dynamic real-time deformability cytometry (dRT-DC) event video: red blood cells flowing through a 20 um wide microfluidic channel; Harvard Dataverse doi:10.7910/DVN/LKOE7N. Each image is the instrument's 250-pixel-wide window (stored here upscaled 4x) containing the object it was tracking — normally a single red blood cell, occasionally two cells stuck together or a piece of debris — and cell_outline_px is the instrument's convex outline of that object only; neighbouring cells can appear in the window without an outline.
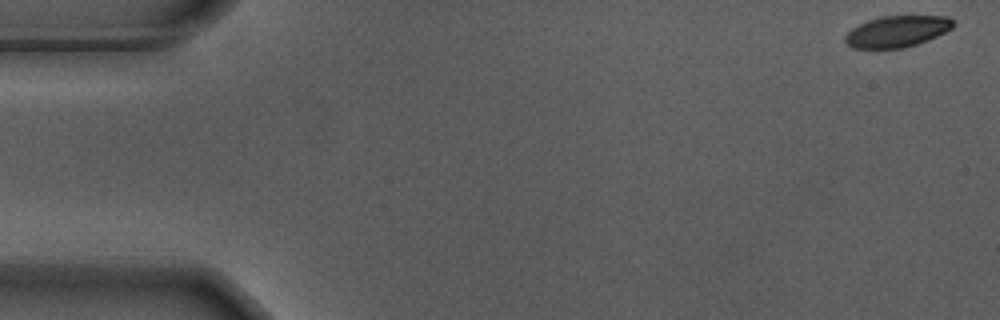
{"species": "Egyptian fruit bat (a non-hibernating species)", "species_latin": "Rousettus aegyptiacus", "temperature_condition": "warm", "stored_images_in_passage": 56, "camera_frame_rate_fps": 3000, "um_per_image_px": 0.085, "animal": {"sex": "male"}, "frame": {"image": 1, "passage_image": 1, "time_ms": 0.0, "image_size_px": [1000, 320], "cell_outline_px": [[956, 24], [952, 28], [928, 40], [904, 48], [852, 48], [844, 40], [844, 36], [852, 28], [868, 20], [880, 16], [948, 16], [956, 20]], "centroid_in_image_um": [76.28, 2.66], "position_along_channel_um": 8.7, "area_um2": 19.77}}
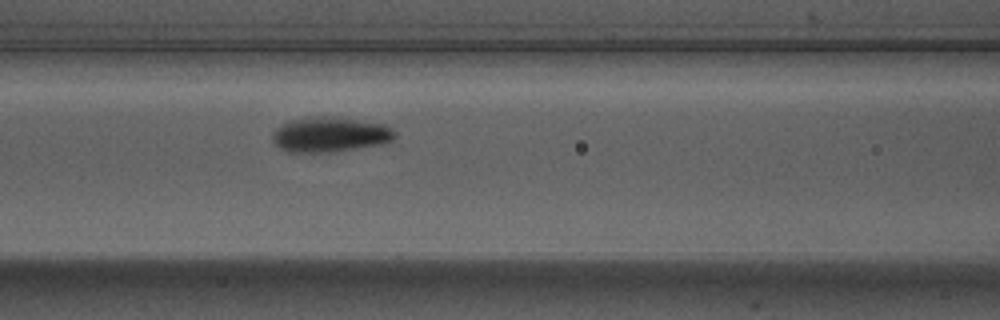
{"frame": {"image": 2, "passage_image": 23, "time_ms": 7.333, "image_size_px": [1000, 320], "cell_outline_px": [[396, 136], [392, 140], [384, 144], [332, 152], [288, 152], [280, 148], [272, 140], [272, 132], [280, 124], [288, 120], [304, 116], [336, 116], [388, 124], [396, 132]], "centroid_in_image_um": [28.06, 11.41], "position_along_channel_um": 138.5, "area_um2": 25.72}}
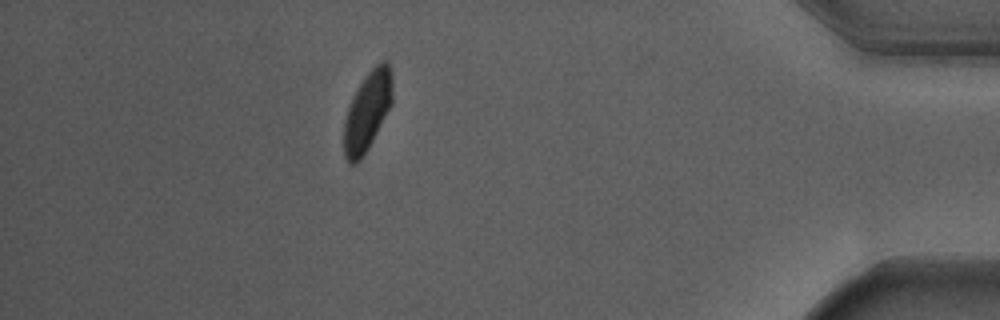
{"frame": {"image": 3, "passage_image": 49, "time_ms": 16.0, "image_size_px": [1000, 320], "cell_outline_px": [[392, 104], [368, 148], [360, 160], [356, 164], [352, 164], [344, 156], [344, 120], [352, 96], [368, 72], [380, 60], [388, 60], [392, 72]], "centroid_in_image_um": [31.24, 9.42], "position_along_channel_um": 404.0, "area_um2": 22.37}, "authors_computed_cell_mechanics": {"area_um2": 22.9466, "velocity_mm_per_s": 3.6574, "shape_relaxation_time_tau1_ms": 2.4297, "shape_relaxation_time_tau2_ms": 0.7781, "deformation_change_tau1": 0.1383, "deformation_change_tau2": 0.0521}}